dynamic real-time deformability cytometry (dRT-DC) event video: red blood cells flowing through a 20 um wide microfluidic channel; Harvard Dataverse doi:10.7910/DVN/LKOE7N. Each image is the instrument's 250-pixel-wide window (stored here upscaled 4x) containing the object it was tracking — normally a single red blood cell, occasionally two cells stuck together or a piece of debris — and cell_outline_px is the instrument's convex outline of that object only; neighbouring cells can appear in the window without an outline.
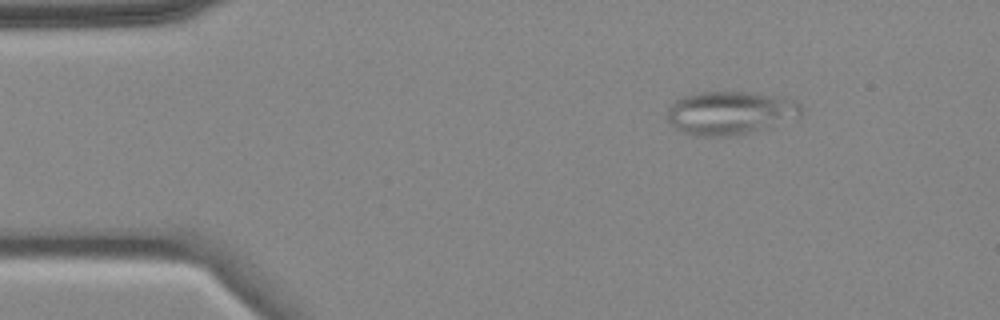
{"species": "common noctule bat (a hibernating species)", "species_latin": "Nyctalus noctula", "temperature_condition": "cold", "stored_images_in_passage": 3, "camera_frame_rate_fps": 3000, "um_per_image_px": 0.085, "animal": {"sex": "female", "body_mass_g": 18.4}, "frame": {"image": 1, "passage_image": 1, "time_ms": 0.0, "image_size_px": [1000, 320], "cell_outline_px": [[804, 108], [800, 116], [736, 136], [696, 136], [684, 132], [676, 128], [668, 120], [668, 108], [676, 100], [684, 96], [700, 92], [752, 92], [784, 96], [796, 100]], "centroid_in_image_um": [62.09, 9.57], "position_along_channel_um": 22.9, "area_um2": 33.76}}